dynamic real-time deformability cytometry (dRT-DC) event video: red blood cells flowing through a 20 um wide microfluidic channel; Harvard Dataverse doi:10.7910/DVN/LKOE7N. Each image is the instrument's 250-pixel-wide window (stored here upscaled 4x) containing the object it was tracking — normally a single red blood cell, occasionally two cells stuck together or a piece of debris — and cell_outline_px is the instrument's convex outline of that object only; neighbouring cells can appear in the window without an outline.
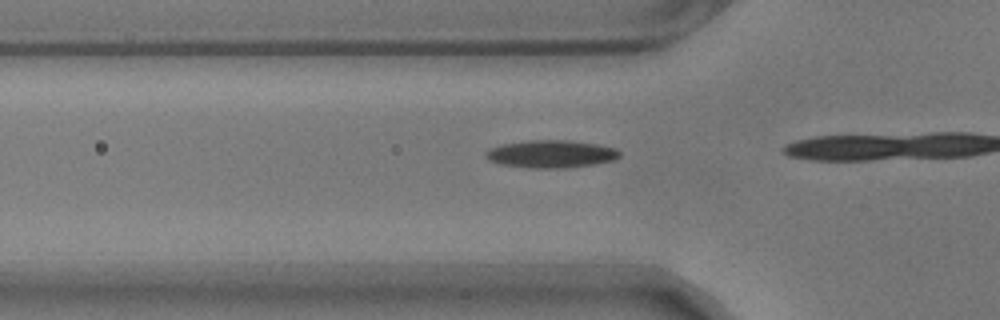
{"species": "common noctule bat (a hibernating species)", "species_latin": "Nyctalus noctula", "temperature_condition": "warm", "stored_images_in_passage": 17, "camera_frame_rate_fps": 3000, "um_per_image_px": 0.085, "animal": {"sex": "male", "body_mass_g": 17.9}, "frame": {"image": 1, "passage_image": 15, "time_ms": 4.667, "image_size_px": [1000, 320], "cell_outline_px": [[620, 156], [612, 160], [592, 164], [564, 168], [532, 168], [500, 164], [488, 160], [484, 156], [484, 152], [488, 148], [500, 144], [532, 140], [568, 140], [596, 144], [616, 148], [620, 152]], "centroid_in_image_um": [46.77, 13.08], "position_along_channel_um": 79.0, "area_um2": 21.56}}